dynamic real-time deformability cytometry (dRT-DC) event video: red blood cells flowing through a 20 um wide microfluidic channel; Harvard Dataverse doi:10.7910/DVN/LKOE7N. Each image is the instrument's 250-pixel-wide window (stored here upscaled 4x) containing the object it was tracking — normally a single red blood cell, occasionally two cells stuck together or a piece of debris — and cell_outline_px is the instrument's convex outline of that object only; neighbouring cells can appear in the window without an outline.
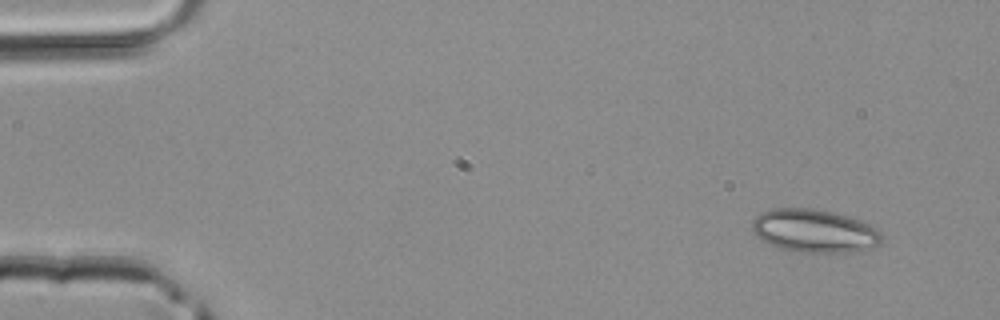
{"species": "common noctule bat (a hibernating species)", "species_latin": "Nyctalus noctula", "temperature_condition": "room temperature", "stored_images_in_passage": 3, "camera_frame_rate_fps": 3000, "um_per_image_px": 0.085, "animal": {"sex": "male", "body_mass_g": 20.4}, "frame": {"image": 1, "passage_image": 1, "time_ms": 0.0, "image_size_px": [1000, 320], "cell_outline_px": [[880, 244], [848, 252], [800, 252], [776, 248], [760, 240], [756, 236], [752, 228], [752, 220], [760, 212], [776, 208], [812, 208], [832, 212], [872, 224], [880, 228]], "centroid_in_image_um": [69.17, 19.62], "position_along_channel_um": 15.8, "area_um2": 32.6}}